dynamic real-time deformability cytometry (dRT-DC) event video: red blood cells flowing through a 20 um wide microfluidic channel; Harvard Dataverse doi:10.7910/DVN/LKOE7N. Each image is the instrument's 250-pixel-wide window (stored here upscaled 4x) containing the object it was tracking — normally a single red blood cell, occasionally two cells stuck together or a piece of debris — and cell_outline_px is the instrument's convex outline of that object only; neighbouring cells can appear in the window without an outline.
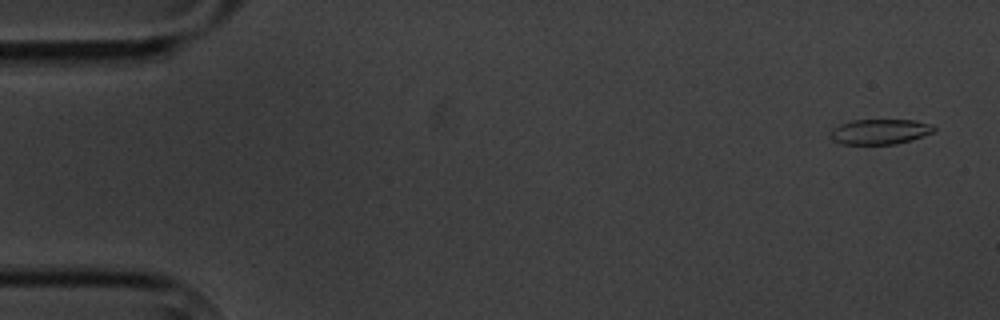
{"species": "common noctule bat (a hibernating species)", "species_latin": "Nyctalus noctula", "temperature_condition": "cold", "stored_images_in_passage": 5, "camera_frame_rate_fps": 3000, "um_per_image_px": 0.085, "animal": {"sex": "male", "body_mass_g": 20.1, "forearm_length_mm": 53.5}, "frame": {"image": 1, "passage_image": 1, "time_ms": 0.0, "image_size_px": [1000, 320], "cell_outline_px": [[936, 128], [932, 132], [912, 140], [896, 144], [840, 144], [832, 140], [832, 128], [840, 124], [852, 120], [916, 120], [932, 124]], "centroid_in_image_um": [74.8, 11.19], "position_along_channel_um": 10.2, "area_um2": 15.2}}
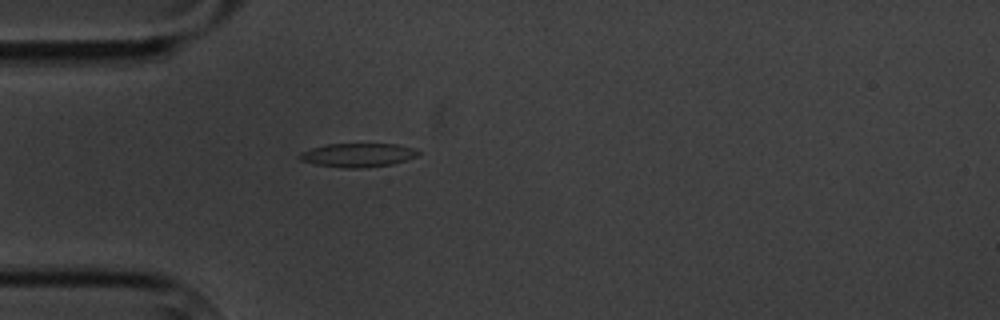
{"frame": {"image": 2, "passage_image": 5, "time_ms": 4.667, "image_size_px": [1000, 320], "cell_outline_px": [[420, 152], [416, 156], [392, 164], [364, 168], [340, 168], [316, 164], [300, 160], [296, 156], [300, 152], [312, 148], [328, 144], [396, 144], [412, 148]], "centroid_in_image_um": [30.36, 13.19], "position_along_channel_um": 54.6, "area_um2": 16.36}}